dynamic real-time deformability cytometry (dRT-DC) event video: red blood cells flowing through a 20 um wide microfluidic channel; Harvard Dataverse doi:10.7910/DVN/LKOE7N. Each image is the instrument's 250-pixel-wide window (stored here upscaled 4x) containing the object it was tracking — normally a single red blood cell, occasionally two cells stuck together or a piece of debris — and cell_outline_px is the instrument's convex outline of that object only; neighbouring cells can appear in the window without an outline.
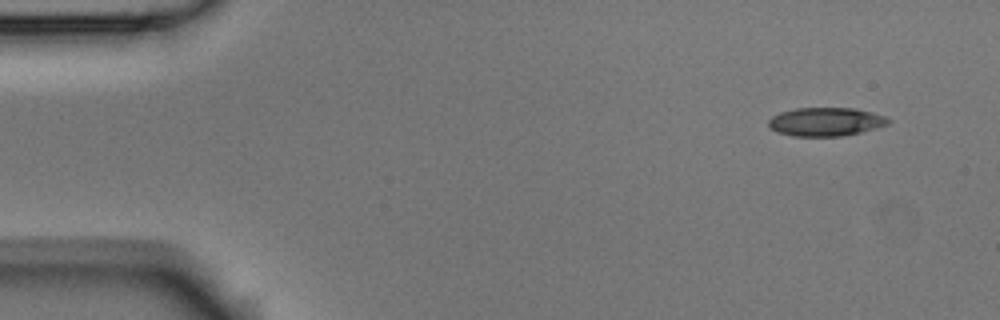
{"species": "Egyptian fruit bat (a non-hibernating species)", "species_latin": "Rousettus aegyptiacus", "temperature_condition": "room temperature", "stored_images_in_passage": 4, "camera_frame_rate_fps": 3000, "um_per_image_px": 0.085, "animal": {"sex": "male"}, "frame": {"image": 1, "passage_image": 1, "time_ms": 0.0, "image_size_px": [1000, 320], "cell_outline_px": [[892, 120], [888, 124], [876, 128], [860, 132], [840, 136], [792, 136], [776, 132], [768, 124], [768, 120], [772, 116], [780, 112], [796, 108], [856, 108], [872, 112], [884, 116]], "centroid_in_image_um": [70.18, 10.34], "position_along_channel_um": 14.8, "area_um2": 19.94}}